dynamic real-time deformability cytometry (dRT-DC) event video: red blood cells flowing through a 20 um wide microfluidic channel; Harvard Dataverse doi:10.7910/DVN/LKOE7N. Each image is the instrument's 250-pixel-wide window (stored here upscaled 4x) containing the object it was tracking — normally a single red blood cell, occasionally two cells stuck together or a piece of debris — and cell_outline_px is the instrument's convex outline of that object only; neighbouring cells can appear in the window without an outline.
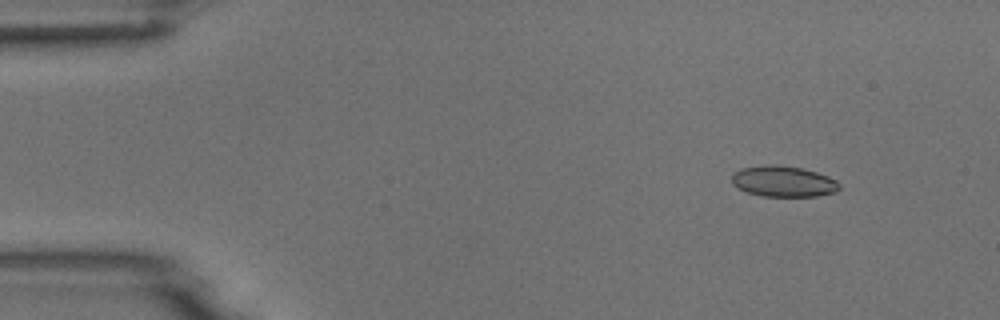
{"species": "common noctule bat (a hibernating species)", "species_latin": "Nyctalus noctula", "temperature_condition": "room temperature", "stored_images_in_passage": 5, "camera_frame_rate_fps": 3000, "um_per_image_px": 0.085, "animal": {"sex": "male", "body_mass_g": 18.8}, "frame": {"image": 1, "passage_image": 2, "time_ms": 1.333, "image_size_px": [1000, 320], "cell_outline_px": [[840, 188], [836, 192], [816, 196], [764, 196], [748, 192], [732, 184], [732, 172], [740, 168], [764, 164], [772, 164], [800, 168], [816, 172], [828, 176], [836, 180], [840, 184]], "centroid_in_image_um": [66.58, 15.41], "position_along_channel_um": 18.4, "area_um2": 19.36}}
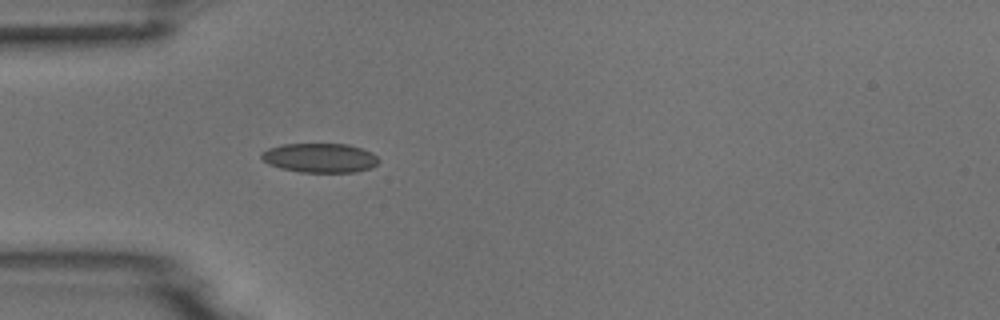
{"frame": {"image": 2, "passage_image": 5, "time_ms": 4.667, "image_size_px": [1000, 320], "cell_outline_px": [[380, 160], [372, 168], [356, 172], [300, 172], [280, 168], [268, 164], [260, 156], [268, 148], [284, 144], [348, 144], [372, 152]], "centroid_in_image_um": [27.21, 13.42], "position_along_channel_um": 57.8, "area_um2": 20.0}}